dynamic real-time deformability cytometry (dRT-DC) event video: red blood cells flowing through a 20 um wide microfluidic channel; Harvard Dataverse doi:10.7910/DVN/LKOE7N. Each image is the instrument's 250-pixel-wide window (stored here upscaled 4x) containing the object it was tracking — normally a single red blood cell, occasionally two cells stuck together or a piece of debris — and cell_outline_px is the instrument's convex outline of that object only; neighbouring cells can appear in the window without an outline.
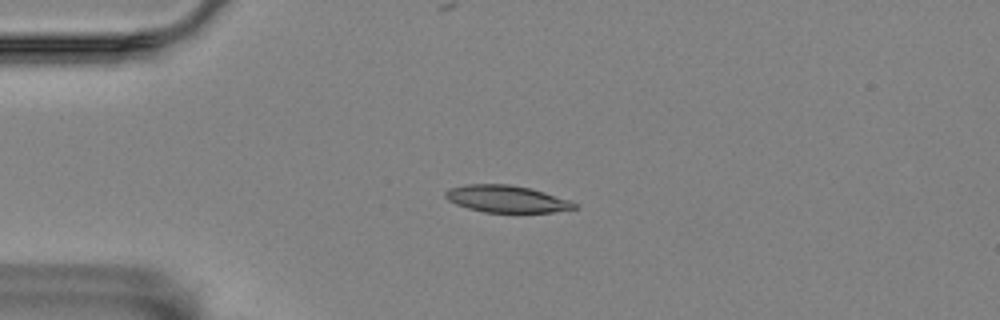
{"species": "Egyptian fruit bat (a non-hibernating species)", "species_latin": "Rousettus aegyptiacus", "temperature_condition": "room temperature", "stored_images_in_passage": 4, "camera_frame_rate_fps": 3000, "um_per_image_px": 0.085, "animal": {"sex": "female"}, "frame": {"image": 1, "passage_image": 3, "time_ms": 0.667, "image_size_px": [1000, 320], "cell_outline_px": [[580, 208], [552, 212], [484, 212], [468, 208], [456, 204], [448, 200], [444, 196], [444, 192], [448, 188], [464, 184], [508, 184], [528, 188], [544, 192], [568, 200], [576, 204]], "centroid_in_image_um": [43.01, 16.9], "position_along_channel_um": 42.0, "area_um2": 20.23}}